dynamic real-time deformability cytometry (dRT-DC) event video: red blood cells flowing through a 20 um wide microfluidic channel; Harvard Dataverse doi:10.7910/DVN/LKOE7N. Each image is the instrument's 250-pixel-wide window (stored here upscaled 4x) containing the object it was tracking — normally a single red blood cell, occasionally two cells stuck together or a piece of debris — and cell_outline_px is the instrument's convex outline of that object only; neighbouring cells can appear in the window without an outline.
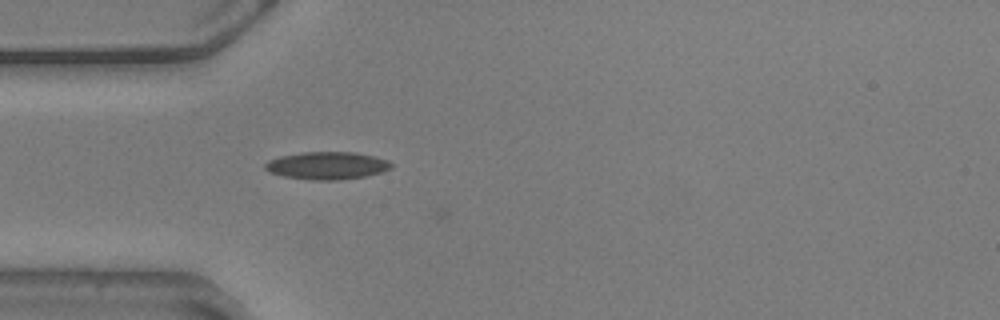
{"species": "common noctule bat (a hibernating species)", "species_latin": "Nyctalus noctula", "temperature_condition": "warm", "stored_images_in_passage": 38, "camera_frame_rate_fps": 3000, "um_per_image_px": 0.085, "animal": {"sex": "male", "body_mass_g": 20.5, "forearm_length_mm": 52.5}, "frame": {"image": 1, "passage_image": 1, "time_ms": 0.0, "image_size_px": [1000, 320], "cell_outline_px": [[392, 168], [384, 172], [364, 176], [336, 180], [312, 180], [284, 176], [268, 172], [264, 168], [264, 164], [268, 160], [280, 156], [300, 152], [356, 152], [388, 160], [392, 164]], "centroid_in_image_um": [27.78, 14.07], "position_along_channel_um": 57.2, "area_um2": 20.35}}
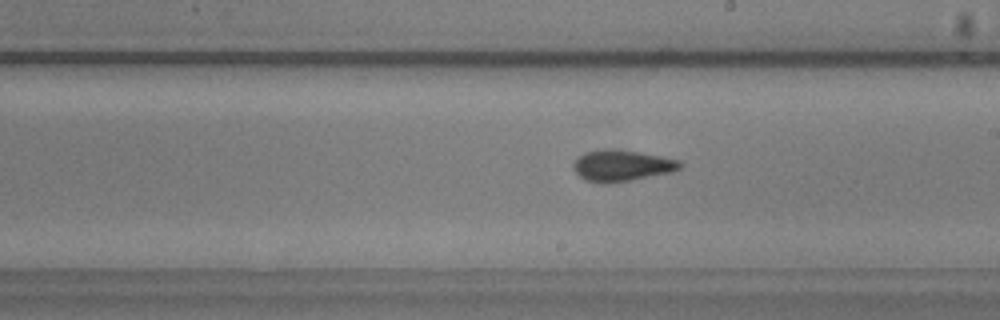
{"frame": {"image": 2, "passage_image": 16, "time_ms": 5.0, "image_size_px": [1000, 320], "cell_outline_px": [[684, 164], [680, 168], [668, 172], [632, 180], [608, 184], [596, 184], [584, 180], [572, 168], [572, 164], [580, 156], [588, 152], [604, 148], [636, 152], [660, 156], [680, 160]], "centroid_in_image_um": [52.82, 14.1], "position_along_channel_um": 236.2, "area_um2": 19.31}}
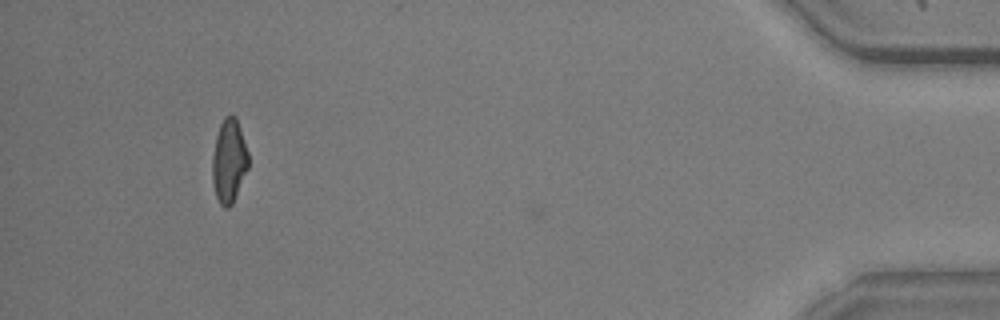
{"frame": {"image": 3, "passage_image": 37, "time_ms": 12.0, "image_size_px": [1000, 320], "cell_outline_px": [[248, 168], [232, 204], [228, 208], [224, 208], [220, 204], [216, 196], [212, 184], [212, 156], [216, 136], [220, 124], [224, 116], [232, 112], [236, 116], [248, 152]], "centroid_in_image_um": [19.45, 13.65], "position_along_channel_um": 415.8, "area_um2": 17.74}, "authors_computed_cell_mechanics": {"area_um2": 18.6694, "velocity_mm_per_s": 3.6042, "shape_relaxation_time_tau1_ms": null, "shape_relaxation_time_tau2_ms": 1.524, "deformation_change_tau1": null, "deformation_change_tau2": 0.0711}}